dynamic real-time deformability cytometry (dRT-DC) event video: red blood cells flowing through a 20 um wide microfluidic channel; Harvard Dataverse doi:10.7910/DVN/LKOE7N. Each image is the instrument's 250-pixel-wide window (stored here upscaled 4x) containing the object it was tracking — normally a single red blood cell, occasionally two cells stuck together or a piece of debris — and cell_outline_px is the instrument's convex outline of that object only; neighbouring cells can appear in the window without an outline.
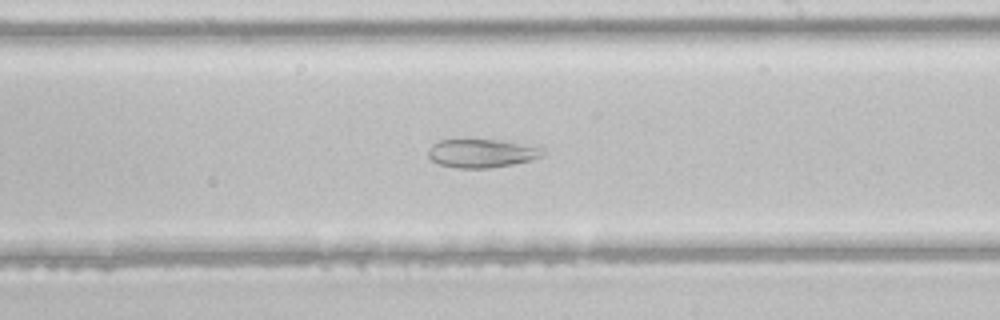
{"species": "common noctule bat (a hibernating species)", "species_latin": "Nyctalus noctula", "temperature_condition": "room temperature", "stored_images_in_passage": 43, "camera_frame_rate_fps": 3000, "um_per_image_px": 0.085, "animal": {"sex": "male", "body_mass_g": 21.5, "forearm_length_mm": 52.0}, "frame": {"image": 1, "passage_image": 25, "time_ms": 8.0, "image_size_px": [1000, 320], "cell_outline_px": [[544, 152], [540, 156], [532, 160], [492, 168], [456, 168], [440, 164], [432, 160], [428, 156], [428, 148], [432, 144], [440, 140], [504, 140], [544, 148]], "centroid_in_image_um": [40.94, 13.03], "position_along_channel_um": 248.1, "area_um2": 19.02}}